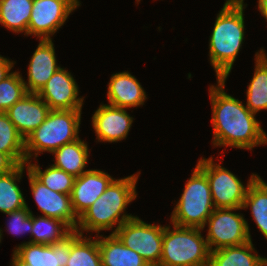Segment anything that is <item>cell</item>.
<instances>
[{"label": "cell", "instance_id": "836d02e7", "mask_svg": "<svg viewBox=\"0 0 267 266\" xmlns=\"http://www.w3.org/2000/svg\"><path fill=\"white\" fill-rule=\"evenodd\" d=\"M258 9L267 22V0H258Z\"/></svg>", "mask_w": 267, "mask_h": 266}, {"label": "cell", "instance_id": "8fae6325", "mask_svg": "<svg viewBox=\"0 0 267 266\" xmlns=\"http://www.w3.org/2000/svg\"><path fill=\"white\" fill-rule=\"evenodd\" d=\"M26 169L31 192L42 216L61 220L75 231L79 218L73 210L70 195L49 189L29 171L28 167Z\"/></svg>", "mask_w": 267, "mask_h": 266}, {"label": "cell", "instance_id": "e575fe53", "mask_svg": "<svg viewBox=\"0 0 267 266\" xmlns=\"http://www.w3.org/2000/svg\"><path fill=\"white\" fill-rule=\"evenodd\" d=\"M11 266H32V265H29V264H11Z\"/></svg>", "mask_w": 267, "mask_h": 266}, {"label": "cell", "instance_id": "4dcf8cb0", "mask_svg": "<svg viewBox=\"0 0 267 266\" xmlns=\"http://www.w3.org/2000/svg\"><path fill=\"white\" fill-rule=\"evenodd\" d=\"M9 216L8 230L9 234L12 235H22L23 233H30L31 238V230H32V211L28 207L26 203V207L12 211L10 213H6Z\"/></svg>", "mask_w": 267, "mask_h": 266}, {"label": "cell", "instance_id": "4fadbf2b", "mask_svg": "<svg viewBox=\"0 0 267 266\" xmlns=\"http://www.w3.org/2000/svg\"><path fill=\"white\" fill-rule=\"evenodd\" d=\"M70 253V235L52 245L23 242L12 254V264L32 266H66Z\"/></svg>", "mask_w": 267, "mask_h": 266}, {"label": "cell", "instance_id": "277c9868", "mask_svg": "<svg viewBox=\"0 0 267 266\" xmlns=\"http://www.w3.org/2000/svg\"><path fill=\"white\" fill-rule=\"evenodd\" d=\"M82 110H51L46 120L25 139L26 163L39 153H53L79 139ZM34 152V153H33Z\"/></svg>", "mask_w": 267, "mask_h": 266}, {"label": "cell", "instance_id": "d590c367", "mask_svg": "<svg viewBox=\"0 0 267 266\" xmlns=\"http://www.w3.org/2000/svg\"><path fill=\"white\" fill-rule=\"evenodd\" d=\"M3 233V231H2V229L0 228V243H1V240H2V234Z\"/></svg>", "mask_w": 267, "mask_h": 266}, {"label": "cell", "instance_id": "7c38bea8", "mask_svg": "<svg viewBox=\"0 0 267 266\" xmlns=\"http://www.w3.org/2000/svg\"><path fill=\"white\" fill-rule=\"evenodd\" d=\"M51 110H82L84 97L71 72L59 68L38 93Z\"/></svg>", "mask_w": 267, "mask_h": 266}, {"label": "cell", "instance_id": "44dd1931", "mask_svg": "<svg viewBox=\"0 0 267 266\" xmlns=\"http://www.w3.org/2000/svg\"><path fill=\"white\" fill-rule=\"evenodd\" d=\"M263 48L255 53V71L246 90L245 106L254 114L267 110V54Z\"/></svg>", "mask_w": 267, "mask_h": 266}, {"label": "cell", "instance_id": "1f68e13d", "mask_svg": "<svg viewBox=\"0 0 267 266\" xmlns=\"http://www.w3.org/2000/svg\"><path fill=\"white\" fill-rule=\"evenodd\" d=\"M17 166L6 153L0 152V176L10 173Z\"/></svg>", "mask_w": 267, "mask_h": 266}, {"label": "cell", "instance_id": "ffe728a7", "mask_svg": "<svg viewBox=\"0 0 267 266\" xmlns=\"http://www.w3.org/2000/svg\"><path fill=\"white\" fill-rule=\"evenodd\" d=\"M209 266H267V258L257 254L250 240L239 246L210 252Z\"/></svg>", "mask_w": 267, "mask_h": 266}, {"label": "cell", "instance_id": "8992f818", "mask_svg": "<svg viewBox=\"0 0 267 266\" xmlns=\"http://www.w3.org/2000/svg\"><path fill=\"white\" fill-rule=\"evenodd\" d=\"M171 213V223L180 227L203 228L213 213L210 184L206 174L196 165Z\"/></svg>", "mask_w": 267, "mask_h": 266}, {"label": "cell", "instance_id": "484cf974", "mask_svg": "<svg viewBox=\"0 0 267 266\" xmlns=\"http://www.w3.org/2000/svg\"><path fill=\"white\" fill-rule=\"evenodd\" d=\"M27 164L18 165L10 173L0 176V212L10 213L26 207V201L17 182L23 177Z\"/></svg>", "mask_w": 267, "mask_h": 266}, {"label": "cell", "instance_id": "3957f363", "mask_svg": "<svg viewBox=\"0 0 267 266\" xmlns=\"http://www.w3.org/2000/svg\"><path fill=\"white\" fill-rule=\"evenodd\" d=\"M244 0H226L209 38L210 64L216 79H227L245 36Z\"/></svg>", "mask_w": 267, "mask_h": 266}, {"label": "cell", "instance_id": "ba28073f", "mask_svg": "<svg viewBox=\"0 0 267 266\" xmlns=\"http://www.w3.org/2000/svg\"><path fill=\"white\" fill-rule=\"evenodd\" d=\"M241 209L215 208L208 217L202 229L208 226L205 239L210 252L224 247L239 246L252 240L249 224L243 214L235 213Z\"/></svg>", "mask_w": 267, "mask_h": 266}, {"label": "cell", "instance_id": "e0dca14e", "mask_svg": "<svg viewBox=\"0 0 267 266\" xmlns=\"http://www.w3.org/2000/svg\"><path fill=\"white\" fill-rule=\"evenodd\" d=\"M52 39H40L28 66V82L24 80L28 93L38 94L47 81L60 68L57 65Z\"/></svg>", "mask_w": 267, "mask_h": 266}, {"label": "cell", "instance_id": "d4e9b609", "mask_svg": "<svg viewBox=\"0 0 267 266\" xmlns=\"http://www.w3.org/2000/svg\"><path fill=\"white\" fill-rule=\"evenodd\" d=\"M73 231L61 220L32 213L31 239L28 243L52 245L62 242Z\"/></svg>", "mask_w": 267, "mask_h": 266}, {"label": "cell", "instance_id": "7402d4cb", "mask_svg": "<svg viewBox=\"0 0 267 266\" xmlns=\"http://www.w3.org/2000/svg\"><path fill=\"white\" fill-rule=\"evenodd\" d=\"M88 150V144L80 138L71 143L64 144L52 153L55 158V163L52 165L74 177H79L88 171L85 169L89 158Z\"/></svg>", "mask_w": 267, "mask_h": 266}, {"label": "cell", "instance_id": "6da1fadb", "mask_svg": "<svg viewBox=\"0 0 267 266\" xmlns=\"http://www.w3.org/2000/svg\"><path fill=\"white\" fill-rule=\"evenodd\" d=\"M226 79H217V84L209 88L212 106L213 139L215 147H231L252 150L259 145H267V134L242 101L224 90Z\"/></svg>", "mask_w": 267, "mask_h": 266}, {"label": "cell", "instance_id": "9a60e30c", "mask_svg": "<svg viewBox=\"0 0 267 266\" xmlns=\"http://www.w3.org/2000/svg\"><path fill=\"white\" fill-rule=\"evenodd\" d=\"M50 111V107L38 94L27 93L5 113L18 133L26 139L46 120Z\"/></svg>", "mask_w": 267, "mask_h": 266}, {"label": "cell", "instance_id": "30bf717a", "mask_svg": "<svg viewBox=\"0 0 267 266\" xmlns=\"http://www.w3.org/2000/svg\"><path fill=\"white\" fill-rule=\"evenodd\" d=\"M80 0H34L28 24V36L52 39L68 16L80 6Z\"/></svg>", "mask_w": 267, "mask_h": 266}, {"label": "cell", "instance_id": "d6a6232c", "mask_svg": "<svg viewBox=\"0 0 267 266\" xmlns=\"http://www.w3.org/2000/svg\"><path fill=\"white\" fill-rule=\"evenodd\" d=\"M14 64V61L0 55V82L12 73L10 71H12Z\"/></svg>", "mask_w": 267, "mask_h": 266}, {"label": "cell", "instance_id": "cb8c5ba5", "mask_svg": "<svg viewBox=\"0 0 267 266\" xmlns=\"http://www.w3.org/2000/svg\"><path fill=\"white\" fill-rule=\"evenodd\" d=\"M34 0L0 1V24L6 29L28 36V24Z\"/></svg>", "mask_w": 267, "mask_h": 266}, {"label": "cell", "instance_id": "52a82bcc", "mask_svg": "<svg viewBox=\"0 0 267 266\" xmlns=\"http://www.w3.org/2000/svg\"><path fill=\"white\" fill-rule=\"evenodd\" d=\"M213 159V156L208 159L200 157L196 165L206 174L214 207L242 208L250 184L259 175L253 173L244 186L235 174Z\"/></svg>", "mask_w": 267, "mask_h": 266}, {"label": "cell", "instance_id": "83f0119b", "mask_svg": "<svg viewBox=\"0 0 267 266\" xmlns=\"http://www.w3.org/2000/svg\"><path fill=\"white\" fill-rule=\"evenodd\" d=\"M0 152L6 153L17 165L26 164L25 139L5 112H0Z\"/></svg>", "mask_w": 267, "mask_h": 266}, {"label": "cell", "instance_id": "ac0fdd59", "mask_svg": "<svg viewBox=\"0 0 267 266\" xmlns=\"http://www.w3.org/2000/svg\"><path fill=\"white\" fill-rule=\"evenodd\" d=\"M107 91L109 105L116 107H139L147 99L140 82L128 71L112 74Z\"/></svg>", "mask_w": 267, "mask_h": 266}, {"label": "cell", "instance_id": "5b68a950", "mask_svg": "<svg viewBox=\"0 0 267 266\" xmlns=\"http://www.w3.org/2000/svg\"><path fill=\"white\" fill-rule=\"evenodd\" d=\"M164 227L163 246L158 266H209L210 250L202 228Z\"/></svg>", "mask_w": 267, "mask_h": 266}, {"label": "cell", "instance_id": "9c48e42d", "mask_svg": "<svg viewBox=\"0 0 267 266\" xmlns=\"http://www.w3.org/2000/svg\"><path fill=\"white\" fill-rule=\"evenodd\" d=\"M164 227L148 224L136 216L125 221L114 234L126 247L136 251L149 266H158L162 255Z\"/></svg>", "mask_w": 267, "mask_h": 266}, {"label": "cell", "instance_id": "d6986e66", "mask_svg": "<svg viewBox=\"0 0 267 266\" xmlns=\"http://www.w3.org/2000/svg\"><path fill=\"white\" fill-rule=\"evenodd\" d=\"M102 266H149L136 252L126 247L115 235H98Z\"/></svg>", "mask_w": 267, "mask_h": 266}, {"label": "cell", "instance_id": "f546056e", "mask_svg": "<svg viewBox=\"0 0 267 266\" xmlns=\"http://www.w3.org/2000/svg\"><path fill=\"white\" fill-rule=\"evenodd\" d=\"M27 93L22 75L13 71L0 82V112H6Z\"/></svg>", "mask_w": 267, "mask_h": 266}, {"label": "cell", "instance_id": "4316f807", "mask_svg": "<svg viewBox=\"0 0 267 266\" xmlns=\"http://www.w3.org/2000/svg\"><path fill=\"white\" fill-rule=\"evenodd\" d=\"M248 207L256 226L267 239V183L260 176L248 188L242 210Z\"/></svg>", "mask_w": 267, "mask_h": 266}, {"label": "cell", "instance_id": "5bb4252c", "mask_svg": "<svg viewBox=\"0 0 267 266\" xmlns=\"http://www.w3.org/2000/svg\"><path fill=\"white\" fill-rule=\"evenodd\" d=\"M133 120L126 108L102 103L92 116V126L98 142L114 143L127 138Z\"/></svg>", "mask_w": 267, "mask_h": 266}, {"label": "cell", "instance_id": "603a6c76", "mask_svg": "<svg viewBox=\"0 0 267 266\" xmlns=\"http://www.w3.org/2000/svg\"><path fill=\"white\" fill-rule=\"evenodd\" d=\"M85 237L73 231L70 234V253L66 266H102L98 235Z\"/></svg>", "mask_w": 267, "mask_h": 266}, {"label": "cell", "instance_id": "f1b7e54d", "mask_svg": "<svg viewBox=\"0 0 267 266\" xmlns=\"http://www.w3.org/2000/svg\"><path fill=\"white\" fill-rule=\"evenodd\" d=\"M27 162V167L29 171L46 187L49 189L70 195L75 177L61 169L54 167L53 165H49L45 170L42 171L41 166L38 163Z\"/></svg>", "mask_w": 267, "mask_h": 266}, {"label": "cell", "instance_id": "2e32d148", "mask_svg": "<svg viewBox=\"0 0 267 266\" xmlns=\"http://www.w3.org/2000/svg\"><path fill=\"white\" fill-rule=\"evenodd\" d=\"M114 179L105 171L97 169H89L75 177L70 198L78 218L104 193Z\"/></svg>", "mask_w": 267, "mask_h": 266}, {"label": "cell", "instance_id": "7a4b0ae2", "mask_svg": "<svg viewBox=\"0 0 267 266\" xmlns=\"http://www.w3.org/2000/svg\"><path fill=\"white\" fill-rule=\"evenodd\" d=\"M140 172L128 177L114 179L104 193L79 217L75 232L83 235L84 232L116 230L134 215L125 212L127 206L136 199V185ZM115 225H117L115 227ZM115 227V229H113Z\"/></svg>", "mask_w": 267, "mask_h": 266}]
</instances>
